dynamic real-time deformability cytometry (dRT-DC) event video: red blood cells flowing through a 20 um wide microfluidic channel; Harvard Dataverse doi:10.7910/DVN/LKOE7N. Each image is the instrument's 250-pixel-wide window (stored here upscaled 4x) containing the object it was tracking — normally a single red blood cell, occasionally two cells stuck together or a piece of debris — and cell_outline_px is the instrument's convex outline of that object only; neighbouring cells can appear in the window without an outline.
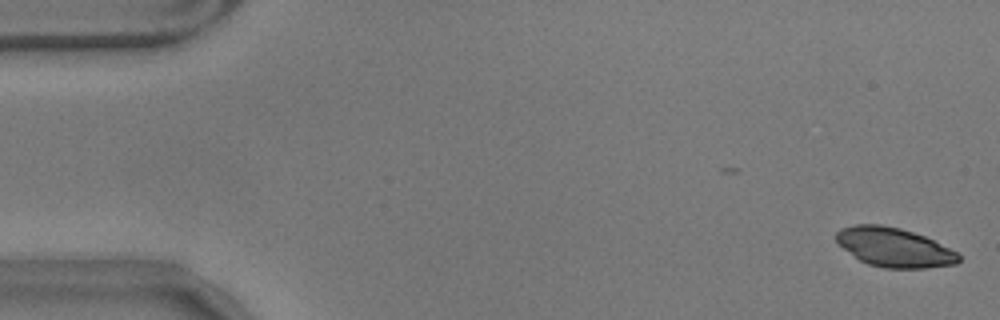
{"species": "common noctule bat (a hibernating species)", "species_latin": "Nyctalus noctula", "temperature_condition": "warm", "stored_images_in_passage": 40, "camera_frame_rate_fps": 3000, "um_per_image_px": 0.085, "animal": {"sex": "male", "body_mass_g": 17.9}, "frame": {"image": 1, "passage_image": 1, "time_ms": 0.0, "image_size_px": [1000, 320], "cell_outline_px": [[960, 260], [956, 264], [924, 268], [884, 268], [868, 264], [860, 260], [844, 248], [836, 240], [836, 232], [840, 228], [856, 224], [880, 224], [900, 228], [924, 236], [956, 252], [960, 256]], "centroid_in_image_um": [75.99, 21.02], "position_along_channel_um": 9.0, "area_um2": 27.63}}
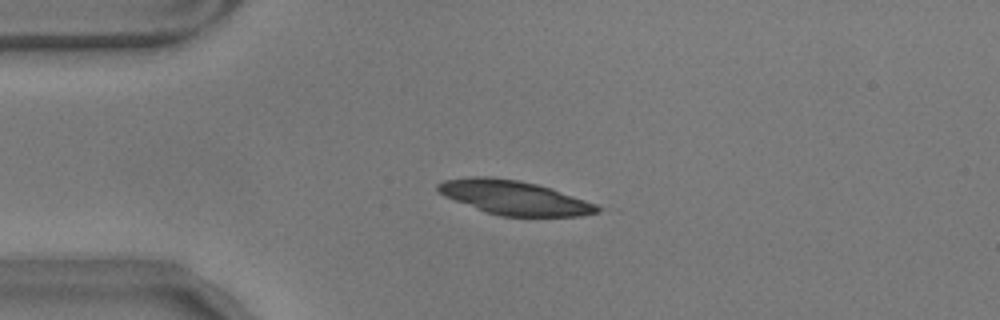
{"frame": {"image": 2, "passage_image": 13, "time_ms": 4.0, "image_size_px": [1000, 320], "cell_outline_px": [[600, 212], [580, 216], [500, 216], [488, 212], [444, 196], [436, 188], [436, 184], [444, 180], [468, 176], [488, 176], [520, 180], [552, 188], [596, 204], [600, 208]], "centroid_in_image_um": [43.71, 16.78], "position_along_channel_um": 41.3, "area_um2": 31.5}}